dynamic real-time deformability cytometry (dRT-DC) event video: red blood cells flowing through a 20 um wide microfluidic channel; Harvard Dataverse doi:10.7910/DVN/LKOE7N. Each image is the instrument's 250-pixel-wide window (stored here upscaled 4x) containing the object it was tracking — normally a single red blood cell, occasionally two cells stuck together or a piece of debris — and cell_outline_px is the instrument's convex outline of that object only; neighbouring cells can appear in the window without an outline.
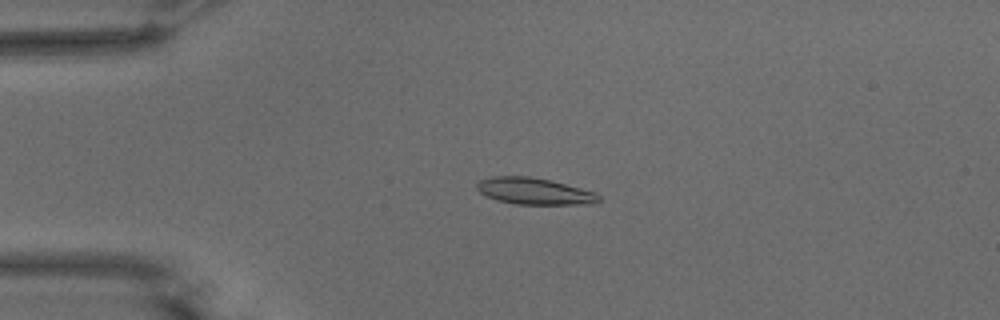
{"species": "common noctule bat (a hibernating species)", "species_latin": "Nyctalus noctula", "temperature_condition": "warm", "stored_images_in_passage": 52, "camera_frame_rate_fps": 3000, "um_per_image_px": 0.085, "animal": {"sex": "male", "body_mass_g": 15.6}, "frame": {"image": 1, "passage_image": 13, "time_ms": 4.0, "image_size_px": [1000, 320], "cell_outline_px": [[600, 200], [592, 204], [516, 204], [496, 200], [484, 196], [476, 188], [476, 184], [480, 180], [492, 176], [532, 176], [596, 192], [600, 196]], "centroid_in_image_um": [45.38, 16.25], "position_along_channel_um": 39.6, "area_um2": 18.9}}
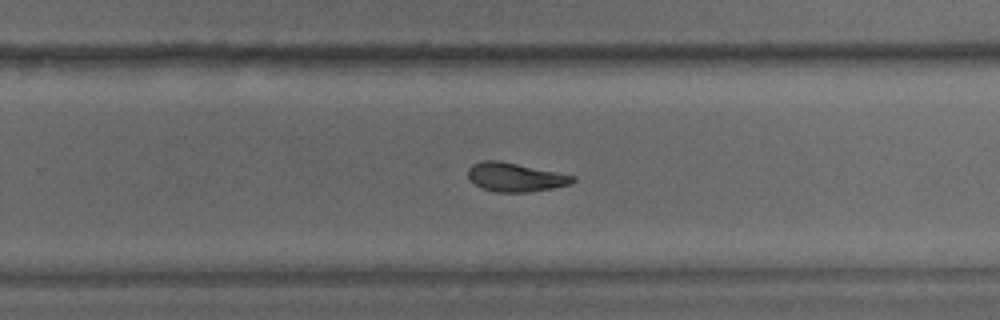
{"frame": {"image": 2, "passage_image": 35, "time_ms": 11.333, "image_size_px": [1000, 320], "cell_outline_px": [[576, 180], [568, 184], [552, 188], [528, 192], [496, 192], [484, 188], [476, 184], [468, 176], [468, 168], [472, 164], [484, 160], [500, 160], [576, 176]], "centroid_in_image_um": [43.8, 15.05], "position_along_channel_um": 286.0, "area_um2": 17.4}}
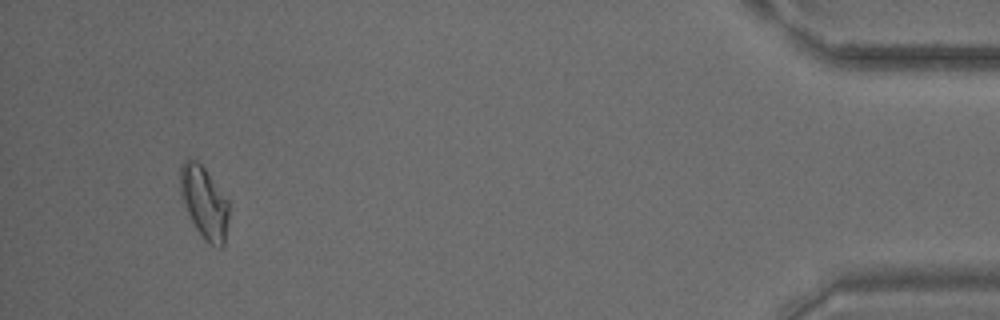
{"frame": {"image": 3, "passage_image": 51, "time_ms": 16.667, "image_size_px": [1000, 320], "cell_outline_px": [[228, 220], [224, 244], [220, 248], [216, 248], [208, 244], [204, 240], [196, 228], [180, 196], [180, 164], [188, 156], [196, 160], [204, 168], [228, 200]], "centroid_in_image_um": [17.34, 17.2], "position_along_channel_um": 417.9, "area_um2": 20.46}}